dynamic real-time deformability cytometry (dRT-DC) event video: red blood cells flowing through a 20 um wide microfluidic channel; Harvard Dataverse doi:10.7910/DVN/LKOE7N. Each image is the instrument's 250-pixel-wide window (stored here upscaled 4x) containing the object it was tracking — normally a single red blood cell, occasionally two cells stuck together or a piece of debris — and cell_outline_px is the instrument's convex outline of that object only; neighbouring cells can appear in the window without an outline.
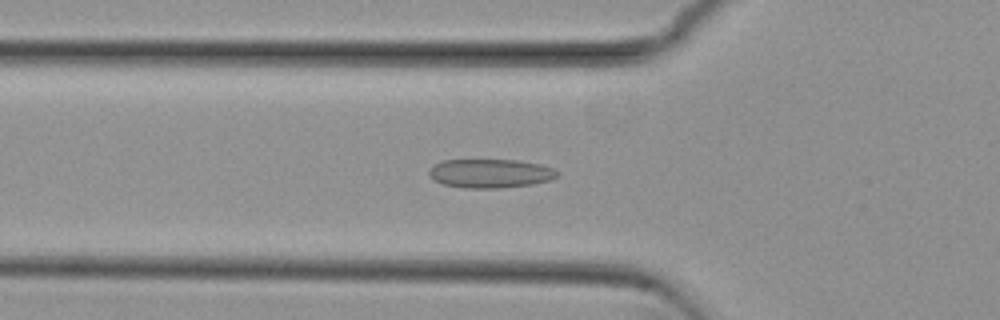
{"species": "common noctule bat (a hibernating species)", "species_latin": "Nyctalus noctula", "temperature_condition": "cold", "stored_images_in_passage": 39, "camera_frame_rate_fps": 3000, "um_per_image_px": 0.085, "animal": {"sex": "female", "body_mass_g": 29.2, "forearm_length_mm": 56.3}, "frame": {"image": 1, "passage_image": 4, "time_ms": 1.0, "image_size_px": [1000, 320], "cell_outline_px": [[560, 172], [556, 176], [548, 180], [532, 184], [500, 188], [464, 188], [444, 184], [436, 180], [428, 172], [436, 164], [444, 160], [516, 160], [540, 164], [552, 168]], "centroid_in_image_um": [41.7, 14.74], "position_along_channel_um": 84.1, "area_um2": 21.21}}
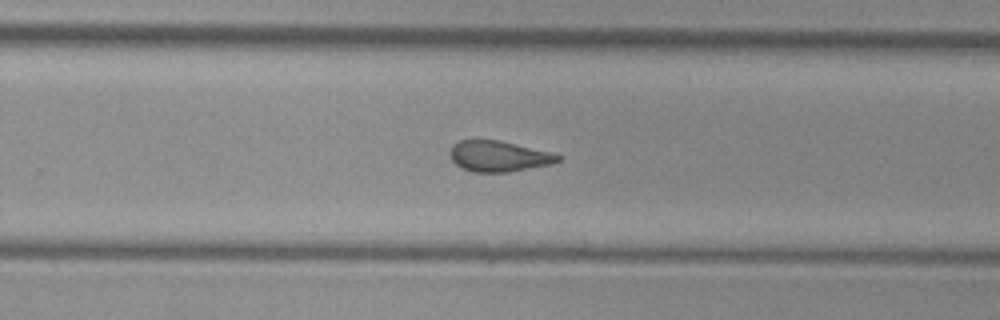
{"frame": {"image": 2, "passage_image": 20, "time_ms": 6.333, "image_size_px": [1000, 320], "cell_outline_px": [[564, 156], [560, 160], [552, 164], [508, 172], [472, 172], [460, 168], [452, 160], [448, 152], [452, 144], [460, 140], [500, 140]], "centroid_in_image_um": [42.35, 13.28], "position_along_channel_um": 287.5, "area_um2": 19.42}}
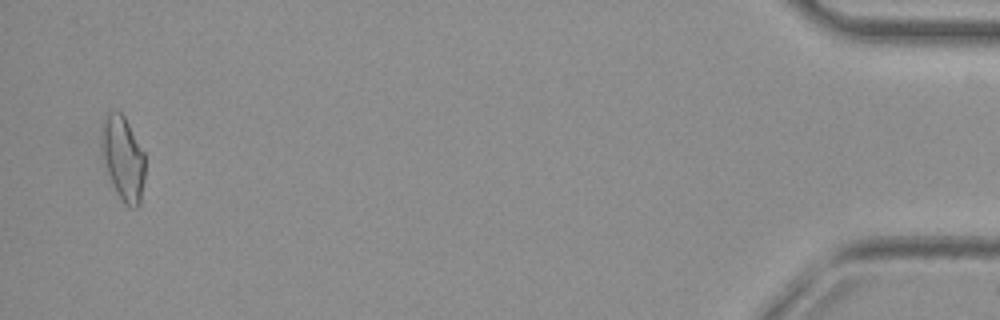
{"frame": {"image": 3, "passage_image": 38, "time_ms": 12.333, "image_size_px": [1000, 320], "cell_outline_px": [[144, 180], [140, 204], [136, 208], [128, 208], [124, 204], [116, 192], [112, 184], [100, 156], [100, 120], [108, 112], [120, 112], [124, 116], [144, 152]], "centroid_in_image_um": [10.4, 13.45], "position_along_channel_um": 424.8, "area_um2": 22.02}, "authors_computed_cell_mechanics": {"area_um2": 19.9988, "velocity_mm_per_s": 3.8027, "shape_relaxation_time_tau1_ms": null, "shape_relaxation_time_tau2_ms": 1.7746, "deformation_change_tau1": null, "deformation_change_tau2": 0.097}}